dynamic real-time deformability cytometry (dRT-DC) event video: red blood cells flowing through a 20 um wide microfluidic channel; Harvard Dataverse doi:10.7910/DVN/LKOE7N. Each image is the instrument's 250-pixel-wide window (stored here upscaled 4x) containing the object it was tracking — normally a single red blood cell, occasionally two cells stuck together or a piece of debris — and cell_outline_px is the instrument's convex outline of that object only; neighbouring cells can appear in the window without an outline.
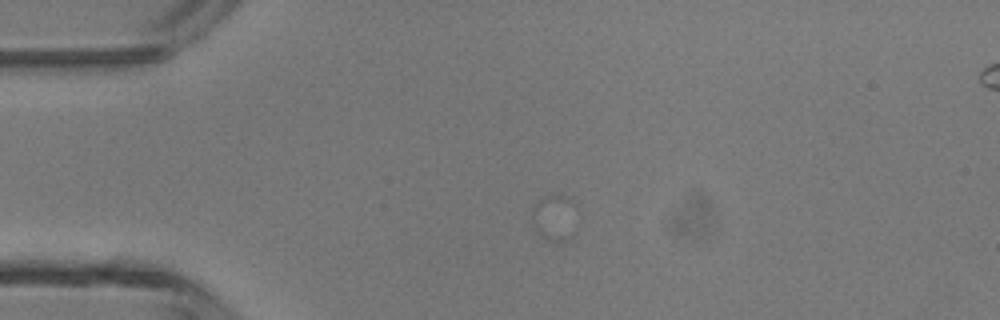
{"species": "common noctule bat (a hibernating species)", "species_latin": "Nyctalus noctula", "temperature_condition": "room temperature", "stored_images_in_passage": 5, "camera_frame_rate_fps": 3000, "um_per_image_px": 0.085, "animal": {"sex": "male", "body_mass_g": 13.3}, "frame": {"image": 1, "passage_image": 1, "time_ms": 0.0, "image_size_px": [1000, 320], "cell_outline_px": [[576, 232], [568, 240], [548, 240], [536, 228], [532, 220], [532, 212], [536, 204], [544, 196], [560, 196]], "centroid_in_image_um": [46.99, 18.62], "position_along_channel_um": 38.0, "area_um2": 10.12}}